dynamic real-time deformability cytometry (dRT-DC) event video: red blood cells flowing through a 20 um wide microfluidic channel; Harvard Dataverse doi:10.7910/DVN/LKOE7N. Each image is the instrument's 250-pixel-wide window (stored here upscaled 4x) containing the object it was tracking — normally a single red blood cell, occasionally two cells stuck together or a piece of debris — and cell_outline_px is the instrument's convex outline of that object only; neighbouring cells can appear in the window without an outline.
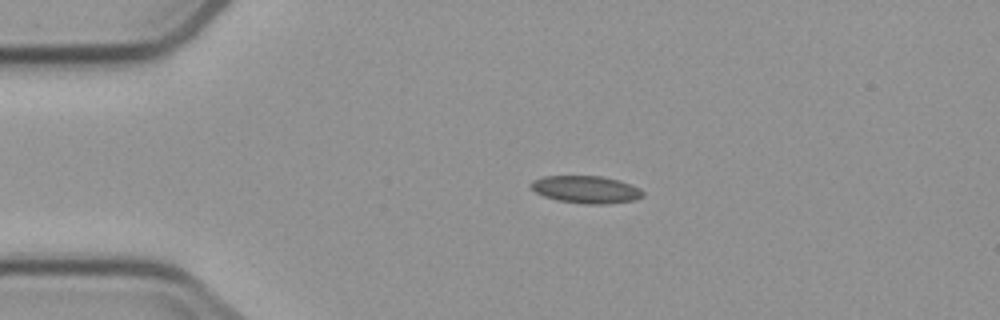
{"species": "common noctule bat (a hibernating species)", "species_latin": "Nyctalus noctula", "temperature_condition": "cold", "stored_images_in_passage": 4, "camera_frame_rate_fps": 3000, "um_per_image_px": 0.085, "animal": {"sex": "male", "body_mass_g": 23.1, "forearm_length_mm": 52.7}, "frame": {"image": 1, "passage_image": 3, "time_ms": 2.0, "image_size_px": [1000, 320], "cell_outline_px": [[644, 196], [636, 200], [604, 204], [584, 204], [556, 200], [544, 196], [536, 192], [528, 184], [532, 180], [544, 176], [600, 176], [620, 180], [640, 188], [644, 192]], "centroid_in_image_um": [49.82, 16.11], "position_along_channel_um": 35.2, "area_um2": 18.03}}